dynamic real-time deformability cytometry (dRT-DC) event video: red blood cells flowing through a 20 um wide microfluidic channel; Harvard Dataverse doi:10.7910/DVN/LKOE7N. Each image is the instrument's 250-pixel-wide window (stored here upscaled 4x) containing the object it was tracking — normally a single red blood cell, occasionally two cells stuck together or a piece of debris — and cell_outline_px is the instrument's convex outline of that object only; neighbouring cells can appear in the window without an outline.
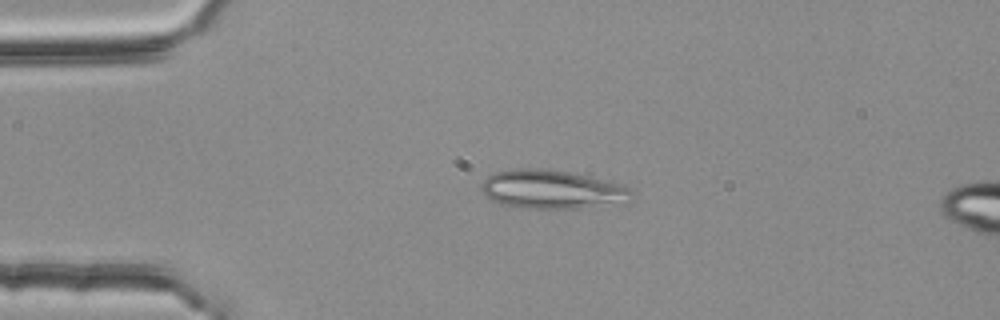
{"species": "common noctule bat (a hibernating species)", "species_latin": "Nyctalus noctula", "temperature_condition": "room temperature", "stored_images_in_passage": 37, "segment_of_instrument_passage": [1, 2], "camera_frame_rate_fps": 3000, "um_per_image_px": 0.085, "animal": {"sex": "female", "body_mass_g": 25.1}, "frame": {"image": 1, "passage_image": 2, "time_ms": 0.333, "image_size_px": [1000, 320], "cell_outline_px": [[632, 200], [628, 204], [576, 208], [520, 208], [500, 204], [492, 200], [480, 188], [480, 184], [488, 176], [496, 172], [508, 168], [540, 168], [568, 172], [604, 180], [632, 188]], "centroid_in_image_um": [46.95, 16.11], "position_along_channel_um": 38.0, "area_um2": 34.22}}